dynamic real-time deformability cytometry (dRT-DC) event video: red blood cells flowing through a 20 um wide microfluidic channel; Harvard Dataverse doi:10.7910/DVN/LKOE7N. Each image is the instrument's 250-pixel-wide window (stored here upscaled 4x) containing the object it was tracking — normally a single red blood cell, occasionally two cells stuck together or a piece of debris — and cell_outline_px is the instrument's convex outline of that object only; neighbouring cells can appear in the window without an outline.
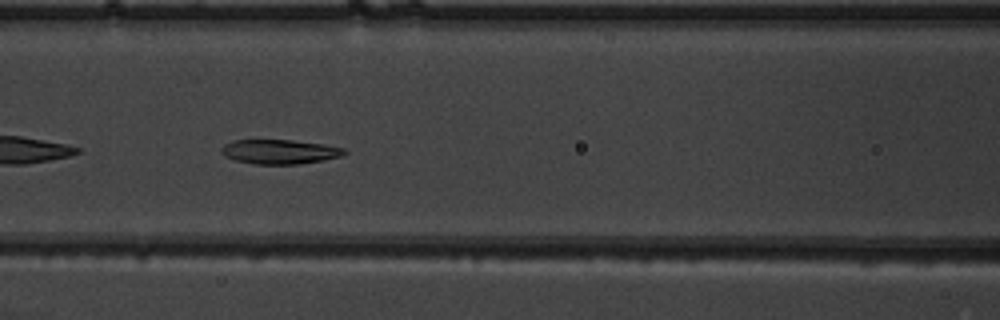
{"species": "common noctule bat (a hibernating species)", "species_latin": "Nyctalus noctula", "temperature_condition": "warm", "stored_images_in_passage": 52, "camera_frame_rate_fps": 3000, "um_per_image_px": 0.085, "animal": {"sex": "male", "body_mass_g": 19.5, "forearm_length_mm": 54.6}, "frame": {"image": 1, "passage_image": 23, "time_ms": 7.333, "image_size_px": [1000, 320], "cell_outline_px": [[348, 152], [340, 156], [324, 160], [300, 164], [256, 164], [236, 160], [224, 156], [220, 152], [220, 148], [224, 144], [232, 140], [292, 140], [324, 144], [344, 148]], "centroid_in_image_um": [23.75, 12.89], "position_along_channel_um": 142.8, "area_um2": 17.57}}
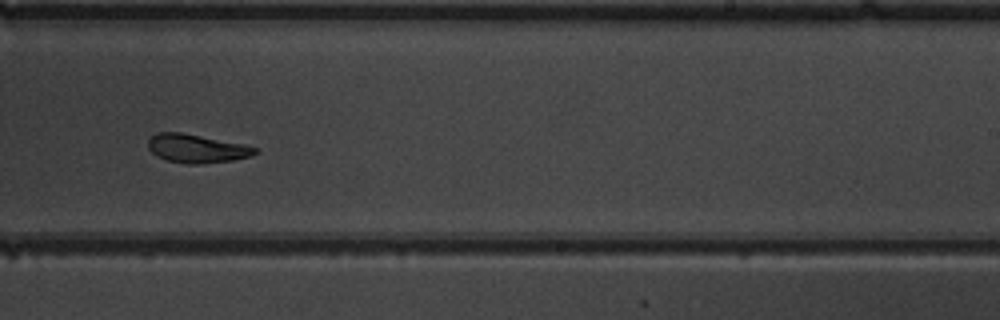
{"frame": {"image": 2, "passage_image": 33, "time_ms": 10.667, "image_size_px": [1000, 320], "cell_outline_px": [[260, 152], [252, 156], [232, 160], [200, 164], [188, 164], [168, 160], [156, 156], [148, 148], [148, 140], [156, 132], [180, 132], [244, 144], [256, 148]], "centroid_in_image_um": [16.72, 12.62], "position_along_channel_um": 272.3, "area_um2": 17.74}}
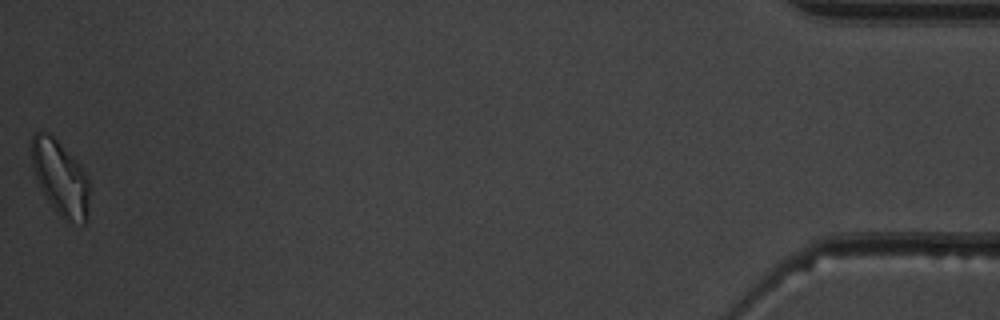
{"frame": {"image": 3, "passage_image": 52, "time_ms": 17.0, "image_size_px": [1000, 320], "cell_outline_px": [[88, 220], [84, 224], [64, 220], [56, 212], [40, 188], [36, 180], [32, 168], [28, 148], [32, 136], [36, 132], [48, 132], [80, 164], [88, 180]], "centroid_in_image_um": [5.08, 15.11], "position_along_channel_um": 430.1, "area_um2": 25.43}, "authors_computed_cell_mechanics": {"area_um2": 19.363, "velocity_mm_per_s": 3.8952, "shape_relaxation_time_tau1_ms": 4.6558, "shape_relaxation_time_tau2_ms": 2.1982, "deformation_change_tau1": 0.1414, "deformation_change_tau2": 0.0738}}